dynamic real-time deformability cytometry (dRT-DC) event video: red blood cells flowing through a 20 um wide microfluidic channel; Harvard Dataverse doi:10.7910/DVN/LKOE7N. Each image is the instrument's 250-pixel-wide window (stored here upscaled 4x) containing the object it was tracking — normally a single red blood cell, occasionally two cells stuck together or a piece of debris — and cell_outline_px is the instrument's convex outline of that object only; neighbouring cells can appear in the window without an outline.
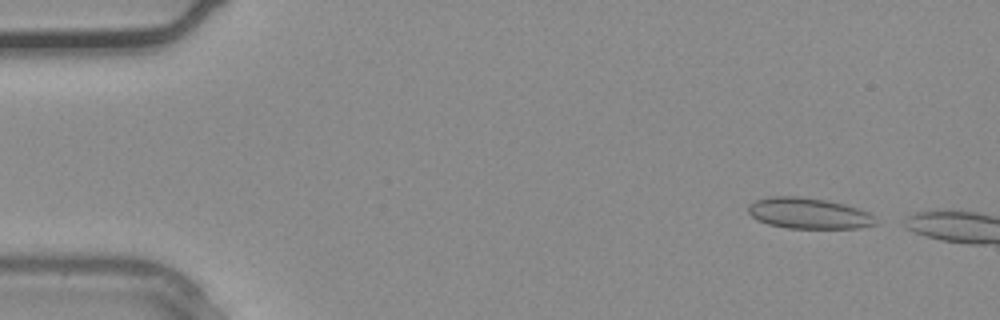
{"species": "common noctule bat (a hibernating species)", "species_latin": "Nyctalus noctula", "temperature_condition": "warm", "stored_images_in_passage": 7, "camera_frame_rate_fps": 3000, "um_per_image_px": 0.085, "animal": {"sex": "male", "body_mass_g": 20.4}, "frame": {"image": 1, "passage_image": 2, "time_ms": 0.333, "image_size_px": [1000, 320], "cell_outline_px": [[880, 220], [876, 224], [860, 228], [788, 228], [768, 224], [756, 220], [748, 212], [748, 204], [756, 200], [768, 196], [800, 196], [828, 200], [844, 204], [868, 212], [876, 216]], "centroid_in_image_um": [68.75, 18.13], "position_along_channel_um": 16.3, "area_um2": 23.24}}